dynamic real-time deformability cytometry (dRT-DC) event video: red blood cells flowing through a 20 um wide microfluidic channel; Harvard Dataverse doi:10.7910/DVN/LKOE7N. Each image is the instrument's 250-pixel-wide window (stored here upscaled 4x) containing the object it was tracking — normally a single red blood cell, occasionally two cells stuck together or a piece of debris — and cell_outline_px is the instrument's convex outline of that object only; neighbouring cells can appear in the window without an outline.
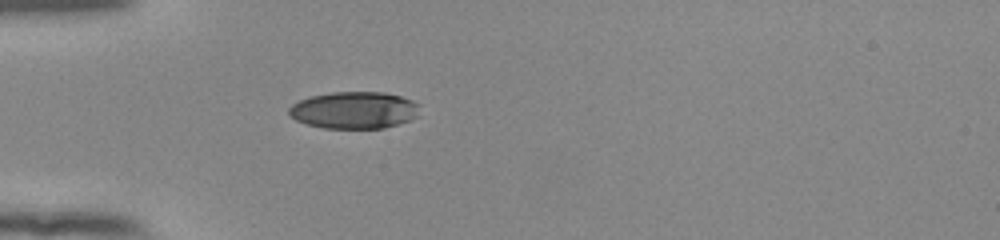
{"species": "human", "species_latin": "Homo sapiens", "temperature_condition": "room temperature", "stored_images_in_passage": 37, "camera_frame_rate_fps": 3000, "um_per_image_px": 0.085, "donor": {"sex": "female"}, "frame": {"image": 1, "passage_image": 1, "time_ms": 0.0, "image_size_px": [1000, 240], "cell_outline_px": [[420, 104], [416, 116], [408, 120], [384, 128], [324, 128], [308, 124], [296, 120], [288, 116], [288, 108], [292, 104], [308, 96], [332, 92], [384, 92], [400, 96], [412, 100]], "centroid_in_image_um": [30.06, 9.35], "position_along_channel_um": 54.9, "area_um2": 28.21}}
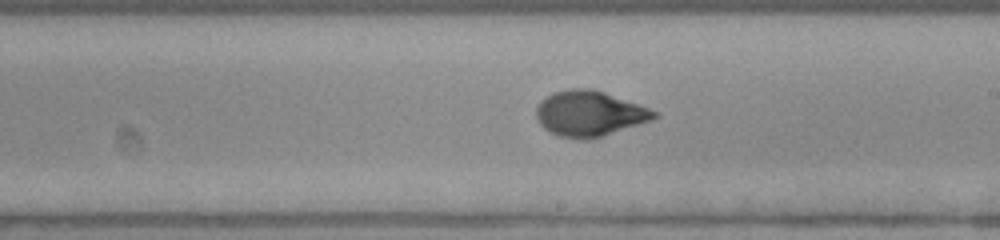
{"frame": {"image": 2, "passage_image": 16, "time_ms": 5.0, "image_size_px": [1000, 240], "cell_outline_px": [[660, 116], [652, 120], [588, 140], [584, 140], [560, 136], [544, 128], [540, 124], [536, 116], [536, 108], [540, 100], [552, 92], [568, 88], [592, 88], [604, 92], [660, 112]], "centroid_in_image_um": [50.09, 9.64], "position_along_channel_um": 238.9, "area_um2": 31.21}}
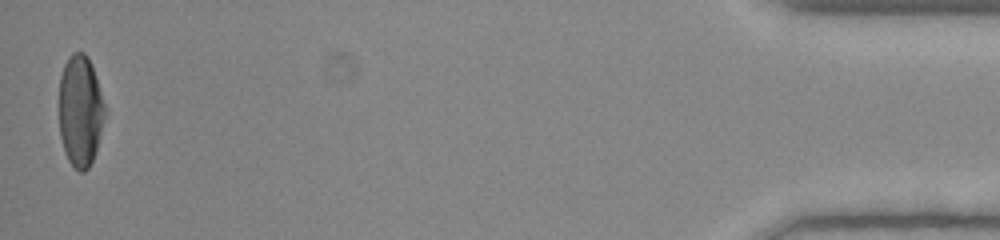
{"frame": {"image": 3, "passage_image": 37, "time_ms": 12.0, "image_size_px": [1000, 240], "cell_outline_px": [[108, 108], [96, 152], [88, 168], [84, 172], [80, 172], [68, 160], [64, 152], [60, 136], [60, 76], [64, 64], [68, 56], [72, 52], [84, 52], [88, 56], [96, 76]], "centroid_in_image_um": [6.86, 9.4], "position_along_channel_um": 428.3, "area_um2": 30.29}, "authors_computed_cell_mechanics": {"area_um2": 30.2294, "velocity_mm_per_s": 3.9161, "shape_relaxation_time_tau1_ms": 4.4479, "shape_relaxation_time_tau2_ms": 0.7309, "deformation_change_tau1": 0.202, "deformation_change_tau2": 0.0486}}